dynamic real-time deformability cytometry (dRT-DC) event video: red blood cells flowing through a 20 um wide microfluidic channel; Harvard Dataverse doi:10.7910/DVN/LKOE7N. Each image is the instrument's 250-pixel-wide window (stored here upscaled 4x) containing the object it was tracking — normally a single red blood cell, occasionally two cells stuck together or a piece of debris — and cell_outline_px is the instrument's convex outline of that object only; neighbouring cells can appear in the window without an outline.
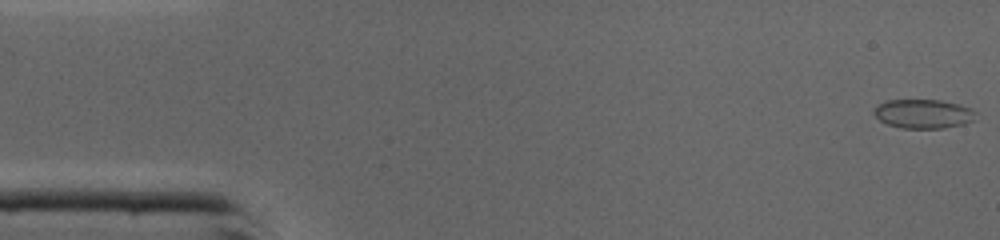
{"species": "common noctule bat (a hibernating species)", "species_latin": "Nyctalus noctula", "temperature_condition": "cold", "stored_images_in_passage": 10, "camera_frame_rate_fps": 3000, "um_per_image_px": 0.085, "animal": {"sex": "male", "body_mass_g": 19.0, "forearm_length_mm": 50.8}, "frame": {"image": 1, "passage_image": 1, "time_ms": 0.0, "image_size_px": [1000, 240], "cell_outline_px": [[976, 120], [964, 124], [944, 128], [900, 128], [888, 124], [880, 120], [872, 112], [880, 104], [888, 100], [940, 100], [960, 104], [972, 108], [976, 112]], "centroid_in_image_um": [78.55, 9.68], "position_along_channel_um": 6.5, "area_um2": 17.34}}